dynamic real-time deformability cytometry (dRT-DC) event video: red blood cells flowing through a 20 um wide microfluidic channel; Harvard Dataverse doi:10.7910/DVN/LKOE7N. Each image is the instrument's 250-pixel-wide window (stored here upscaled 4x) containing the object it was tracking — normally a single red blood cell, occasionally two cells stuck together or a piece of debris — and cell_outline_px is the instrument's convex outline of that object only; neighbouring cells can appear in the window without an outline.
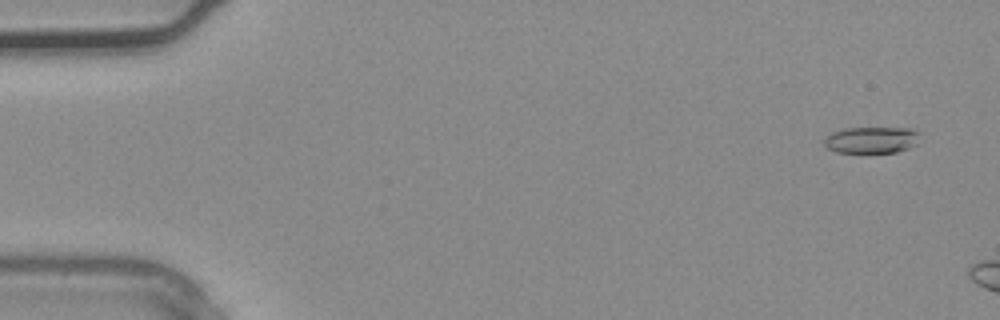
{"species": "common noctule bat (a hibernating species)", "species_latin": "Nyctalus noctula", "temperature_condition": "warm", "stored_images_in_passage": 6, "camera_frame_rate_fps": 3000, "um_per_image_px": 0.085, "animal": {"sex": "male", "body_mass_g": 20.4}, "frame": {"image": 1, "passage_image": 2, "time_ms": 0.333, "image_size_px": [1000, 320], "cell_outline_px": [[916, 144], [908, 148], [896, 152], [864, 156], [836, 152], [828, 148], [824, 144], [824, 140], [832, 132], [844, 128], [912, 128], [916, 132]], "centroid_in_image_um": [74.01, 11.95], "position_along_channel_um": 11.0, "area_um2": 15.32}}